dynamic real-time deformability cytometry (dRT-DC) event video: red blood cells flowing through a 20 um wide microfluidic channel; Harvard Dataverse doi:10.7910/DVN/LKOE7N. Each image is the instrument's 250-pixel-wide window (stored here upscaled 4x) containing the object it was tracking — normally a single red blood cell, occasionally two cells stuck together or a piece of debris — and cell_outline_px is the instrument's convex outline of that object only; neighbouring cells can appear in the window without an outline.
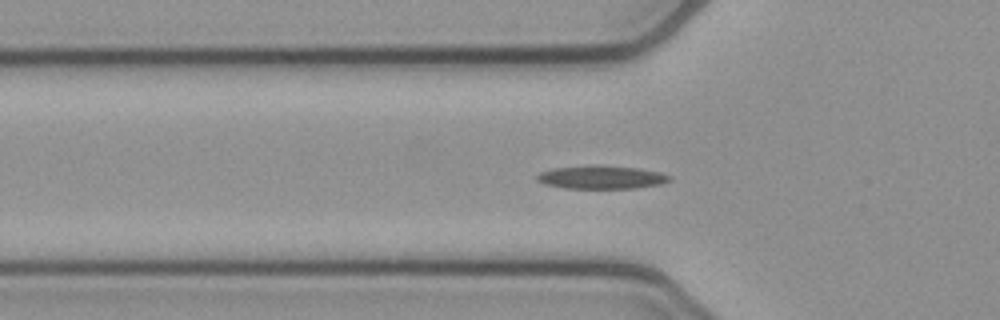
{"species": "common noctule bat (a hibernating species)", "species_latin": "Nyctalus noctula", "temperature_condition": "cold", "stored_images_in_passage": 41, "camera_frame_rate_fps": 3000, "um_per_image_px": 0.085, "animal": {"sex": "female", "body_mass_g": 21.9}, "frame": {"image": 1, "passage_image": 4, "time_ms": 1.0, "image_size_px": [1000, 320], "cell_outline_px": [[672, 180], [660, 184], [636, 188], [564, 188], [544, 184], [536, 180], [536, 176], [540, 172], [552, 168], [636, 168], [660, 172], [672, 176]], "centroid_in_image_um": [51.15, 15.12], "position_along_channel_um": 74.7, "area_um2": 16.94}}
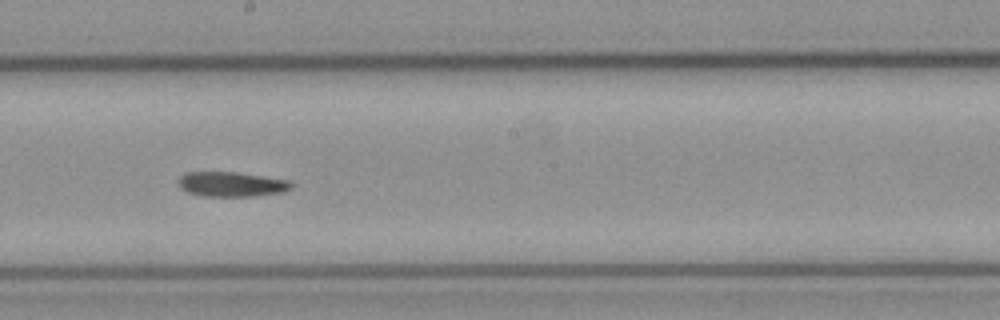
{"frame": {"image": 2, "passage_image": 16, "time_ms": 5.0, "image_size_px": [1000, 320], "cell_outline_px": [[292, 188], [284, 192], [256, 196], [204, 196], [188, 192], [180, 188], [176, 180], [184, 172], [236, 172], [288, 180], [292, 184]], "centroid_in_image_um": [19.64, 15.66], "position_along_channel_um": 228.6, "area_um2": 16.42}}
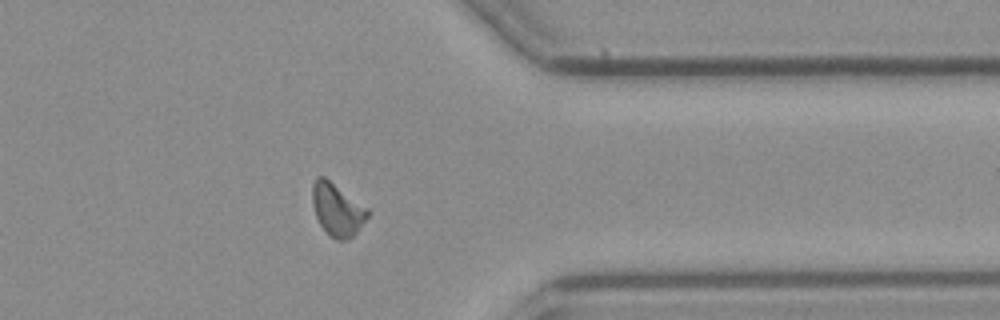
{"frame": {"image": 3, "passage_image": 29, "time_ms": 9.333, "image_size_px": [1000, 320], "cell_outline_px": [[368, 216], [356, 232], [348, 240], [336, 240], [320, 224], [316, 216], [312, 204], [312, 184], [316, 176], [324, 176], [368, 208]], "centroid_in_image_um": [28.64, 17.79], "position_along_channel_um": 382.8, "area_um2": 16.7}}